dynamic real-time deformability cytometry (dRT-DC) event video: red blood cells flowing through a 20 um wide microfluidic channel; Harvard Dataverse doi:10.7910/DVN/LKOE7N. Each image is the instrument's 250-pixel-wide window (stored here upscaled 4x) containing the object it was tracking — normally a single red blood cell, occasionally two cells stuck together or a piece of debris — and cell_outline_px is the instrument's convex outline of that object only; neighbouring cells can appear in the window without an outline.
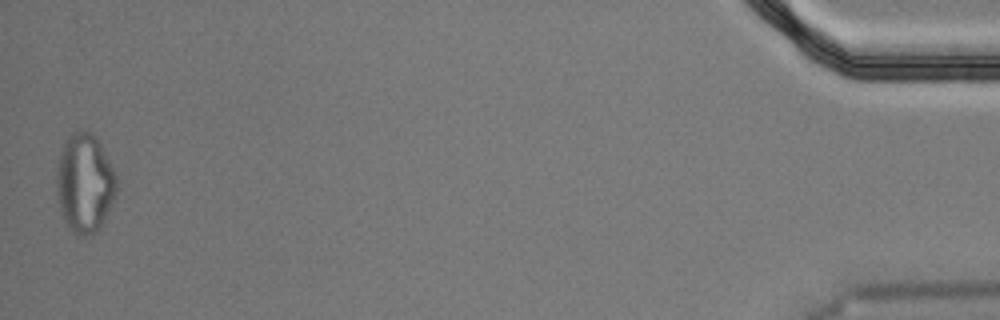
{"species": "Egyptian fruit bat (a non-hibernating species)", "species_latin": "Rousettus aegyptiacus", "temperature_condition": "cold", "stored_images_in_passage": 56, "segment_of_instrument_passage": [2, 2], "camera_frame_rate_fps": 3000, "um_per_image_px": 0.085, "animal": {"sex": "male"}, "frame": {"image": 1, "passage_image": 56, "time_ms": 18.333, "image_size_px": [1000, 320], "cell_outline_px": [[116, 192], [108, 212], [100, 228], [92, 236], [76, 236], [72, 232], [64, 220], [60, 212], [56, 184], [56, 172], [60, 152], [68, 136], [72, 132], [88, 132], [100, 144], [116, 176]], "centroid_in_image_um": [7.17, 15.64], "position_along_channel_um": 428.0, "area_um2": 34.28}}